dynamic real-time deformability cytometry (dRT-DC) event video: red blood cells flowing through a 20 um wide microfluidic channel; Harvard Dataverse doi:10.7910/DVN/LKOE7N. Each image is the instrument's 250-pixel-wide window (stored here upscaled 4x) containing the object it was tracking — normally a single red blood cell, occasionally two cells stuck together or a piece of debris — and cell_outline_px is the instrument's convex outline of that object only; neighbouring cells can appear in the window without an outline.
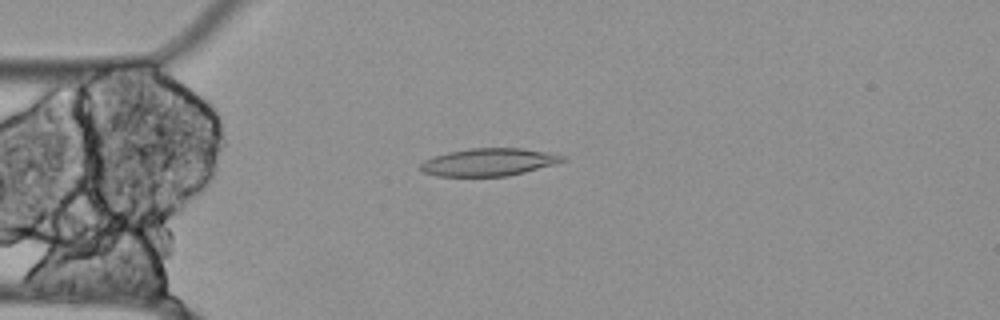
{"species": "Egyptian fruit bat (a non-hibernating species)", "species_latin": "Rousettus aegyptiacus", "temperature_condition": "cold", "stored_images_in_passage": 35, "camera_frame_rate_fps": 3000, "um_per_image_px": 0.085, "animal": {"sex": "female"}, "frame": {"image": 1, "passage_image": 1, "time_ms": 0.0, "image_size_px": [1000, 320], "cell_outline_px": [[568, 160], [524, 172], [508, 176], [436, 176], [424, 172], [420, 168], [420, 164], [424, 160], [432, 156], [448, 152], [472, 148], [520, 148], [548, 152], [568, 156]], "centroid_in_image_um": [41.56, 13.77], "position_along_channel_um": 43.4, "area_um2": 22.89}}
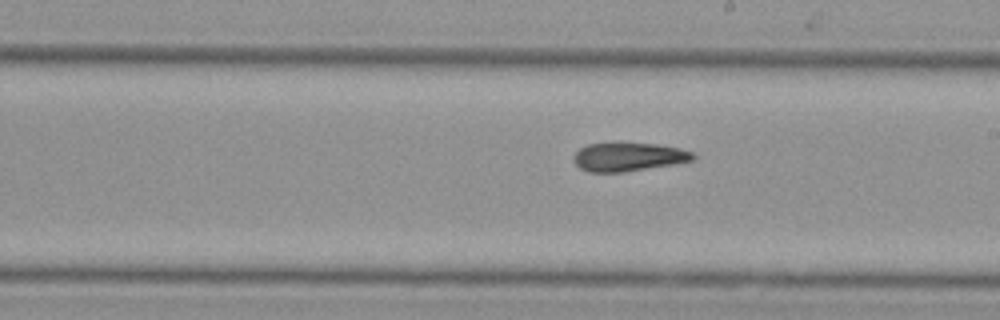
{"frame": {"image": 2, "passage_image": 18, "time_ms": 5.667, "image_size_px": [1000, 320], "cell_outline_px": [[696, 160], [676, 164], [624, 172], [588, 172], [580, 168], [572, 160], [572, 156], [580, 148], [588, 144], [620, 140], [656, 144], [680, 148], [692, 152], [696, 156]], "centroid_in_image_um": [53.41, 13.3], "position_along_channel_um": 235.6, "area_um2": 20.81}}
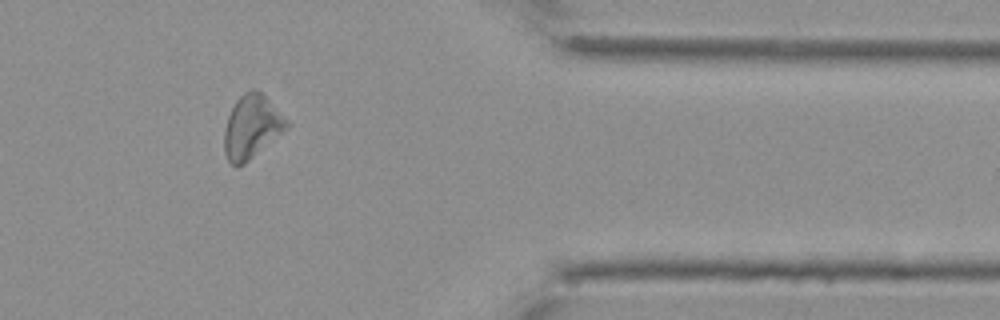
{"frame": {"image": 3, "passage_image": 33, "time_ms": 10.667, "image_size_px": [1000, 320], "cell_outline_px": [[292, 124], [288, 128], [244, 164], [236, 168], [228, 160], [224, 152], [224, 128], [228, 116], [236, 100], [244, 92], [252, 88], [256, 88]], "centroid_in_image_um": [21.38, 10.79], "position_along_channel_um": 390.0, "area_um2": 23.0}}